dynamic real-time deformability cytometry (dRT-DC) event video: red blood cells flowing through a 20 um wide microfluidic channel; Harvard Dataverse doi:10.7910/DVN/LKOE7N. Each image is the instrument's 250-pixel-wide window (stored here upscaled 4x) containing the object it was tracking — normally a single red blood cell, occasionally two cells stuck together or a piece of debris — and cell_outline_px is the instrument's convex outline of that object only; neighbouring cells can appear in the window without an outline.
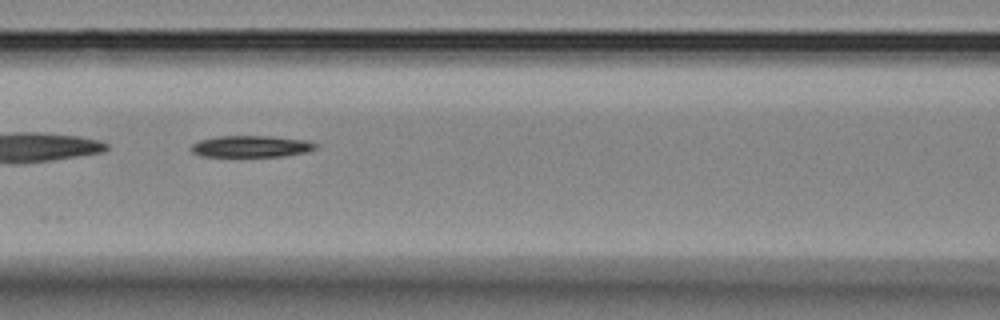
{"species": "Egyptian fruit bat (a non-hibernating species)", "species_latin": "Rousettus aegyptiacus", "temperature_condition": "room temperature", "stored_images_in_passage": 47, "segment_of_instrument_passage": [2, 2], "camera_frame_rate_fps": 3000, "um_per_image_px": 0.085, "animal": {"sex": "female"}, "frame": {"image": 1, "passage_image": 15, "time_ms": 4.667, "image_size_px": [1000, 320], "cell_outline_px": [[316, 148], [308, 152], [284, 156], [200, 156], [192, 152], [192, 144], [200, 140], [216, 136], [268, 136], [304, 140], [316, 144]], "centroid_in_image_um": [21.33, 12.44], "position_along_channel_um": 145.3, "area_um2": 15.49}}
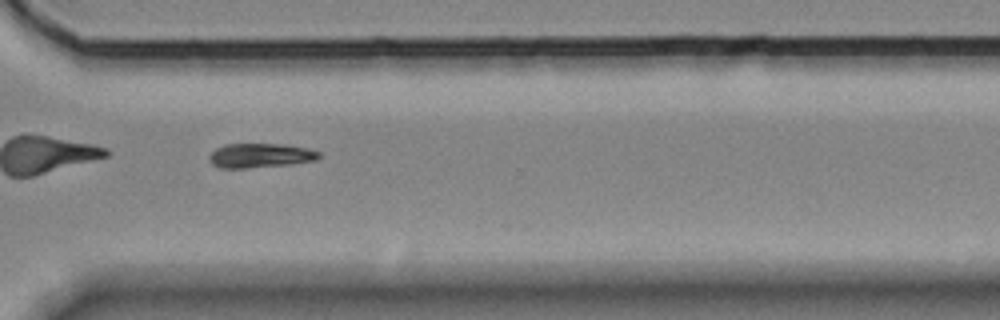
{"frame": {"image": 2, "passage_image": 32, "time_ms": 10.333, "image_size_px": [1000, 320], "cell_outline_px": [[320, 156], [316, 160], [292, 164], [248, 168], [220, 168], [212, 164], [208, 160], [208, 156], [216, 148], [224, 144], [284, 144], [308, 148], [320, 152]], "centroid_in_image_um": [22.11, 13.22], "position_along_channel_um": 348.5, "area_um2": 15.72}}
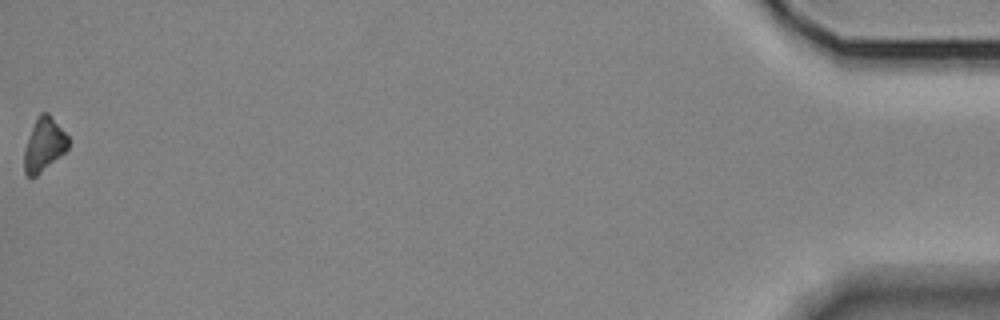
{"frame": {"image": 3, "passage_image": 47, "time_ms": 15.333, "image_size_px": [1000, 320], "cell_outline_px": [[68, 148], [64, 152], [36, 176], [28, 176], [24, 172], [24, 148], [36, 116], [40, 112], [48, 112], [68, 136]], "centroid_in_image_um": [3.72, 12.26], "position_along_channel_um": 431.5, "area_um2": 13.58}}